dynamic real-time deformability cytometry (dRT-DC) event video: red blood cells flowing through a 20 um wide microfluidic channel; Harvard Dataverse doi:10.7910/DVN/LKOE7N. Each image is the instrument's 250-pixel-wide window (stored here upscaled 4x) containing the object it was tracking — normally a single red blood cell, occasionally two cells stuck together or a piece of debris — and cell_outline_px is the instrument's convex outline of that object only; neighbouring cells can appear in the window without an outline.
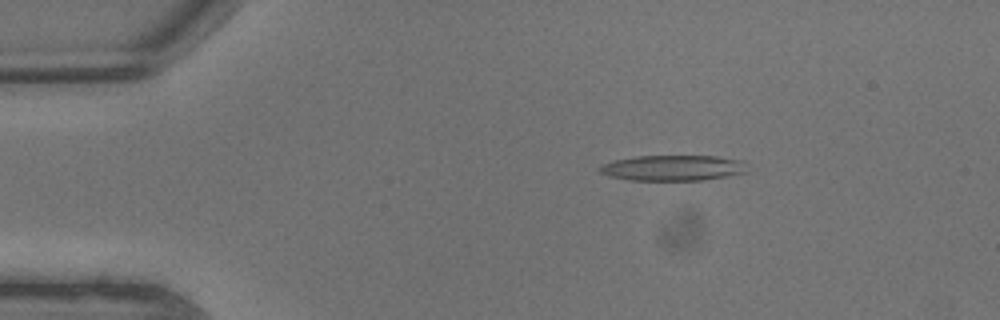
{"species": "common noctule bat (a hibernating species)", "species_latin": "Nyctalus noctula", "temperature_condition": "warm", "stored_images_in_passage": 8, "camera_frame_rate_fps": 3000, "um_per_image_px": 0.085, "animal": {"sex": "male", "body_mass_g": 13.3}, "frame": {"image": 1, "passage_image": 4, "time_ms": 1.0, "image_size_px": [1000, 320], "cell_outline_px": [[748, 172], [700, 180], [628, 180], [608, 176], [600, 172], [596, 168], [604, 164], [616, 160], [636, 156], [716, 156], [744, 160]], "centroid_in_image_um": [57.2, 14.27], "position_along_channel_um": 27.8, "area_um2": 21.96}}
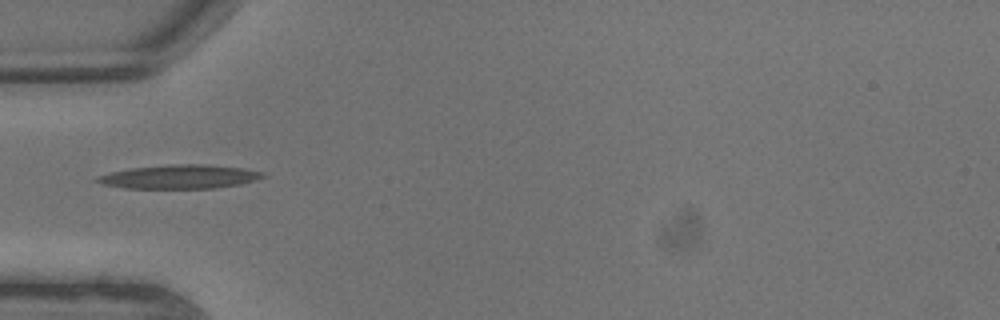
{"frame": {"image": 2, "passage_image": 7, "time_ms": 2.0, "image_size_px": [1000, 320], "cell_outline_px": [[268, 176], [256, 180], [240, 184], [216, 188], [124, 188], [104, 184], [92, 180], [96, 176], [112, 172], [132, 168], [168, 164], [204, 164], [244, 168], [264, 172]], "centroid_in_image_um": [15.3, 15.02], "position_along_channel_um": 69.7, "area_um2": 23.12}}